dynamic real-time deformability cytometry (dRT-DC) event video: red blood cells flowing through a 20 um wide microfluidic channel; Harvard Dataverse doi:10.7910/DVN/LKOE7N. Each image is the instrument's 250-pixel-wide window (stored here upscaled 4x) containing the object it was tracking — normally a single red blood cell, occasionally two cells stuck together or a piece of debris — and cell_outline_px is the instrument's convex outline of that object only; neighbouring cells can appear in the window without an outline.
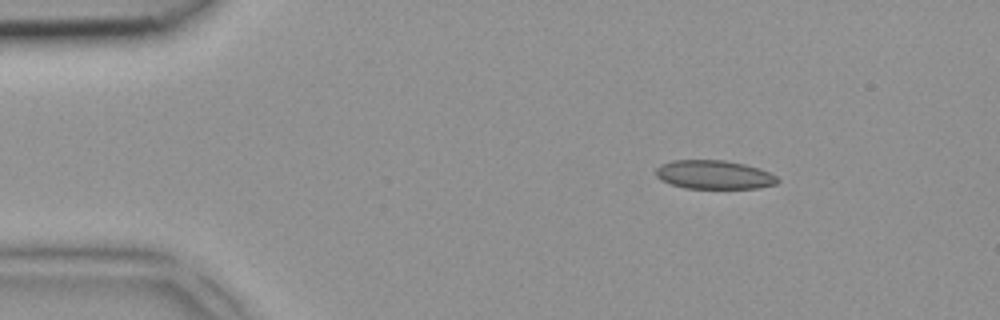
{"species": "common noctule bat (a hibernating species)", "species_latin": "Nyctalus noctula", "temperature_condition": "room temperature", "stored_images_in_passage": 4, "camera_frame_rate_fps": 3000, "um_per_image_px": 0.085, "animal": {"sex": "female", "body_mass_g": 18.4}, "frame": {"image": 1, "passage_image": 1, "time_ms": 0.0, "image_size_px": [1000, 320], "cell_outline_px": [[780, 180], [776, 184], [756, 188], [684, 188], [672, 184], [656, 176], [656, 168], [660, 164], [672, 160], [724, 160], [744, 164], [760, 168], [776, 176]], "centroid_in_image_um": [60.7, 14.84], "position_along_channel_um": 24.3, "area_um2": 20.29}}
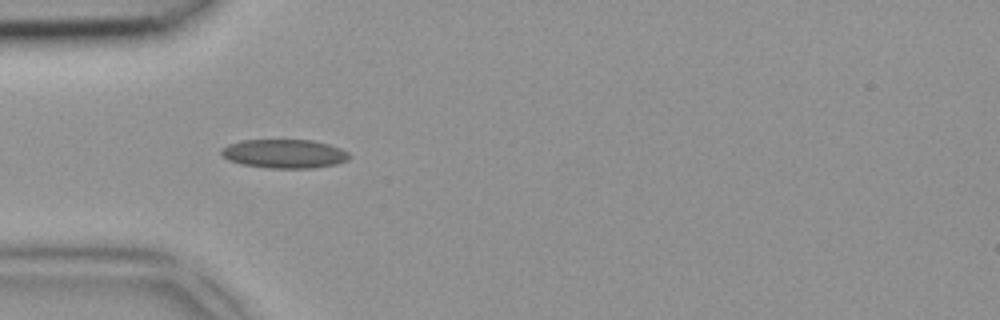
{"frame": {"image": 2, "passage_image": 3, "time_ms": 0.667, "image_size_px": [1000, 320], "cell_outline_px": [[348, 160], [336, 164], [312, 168], [268, 168], [240, 164], [228, 160], [220, 152], [220, 148], [228, 144], [240, 140], [312, 140], [328, 144], [340, 148], [348, 152]], "centroid_in_image_um": [24.13, 13.06], "position_along_channel_um": 60.9, "area_um2": 21.56}}